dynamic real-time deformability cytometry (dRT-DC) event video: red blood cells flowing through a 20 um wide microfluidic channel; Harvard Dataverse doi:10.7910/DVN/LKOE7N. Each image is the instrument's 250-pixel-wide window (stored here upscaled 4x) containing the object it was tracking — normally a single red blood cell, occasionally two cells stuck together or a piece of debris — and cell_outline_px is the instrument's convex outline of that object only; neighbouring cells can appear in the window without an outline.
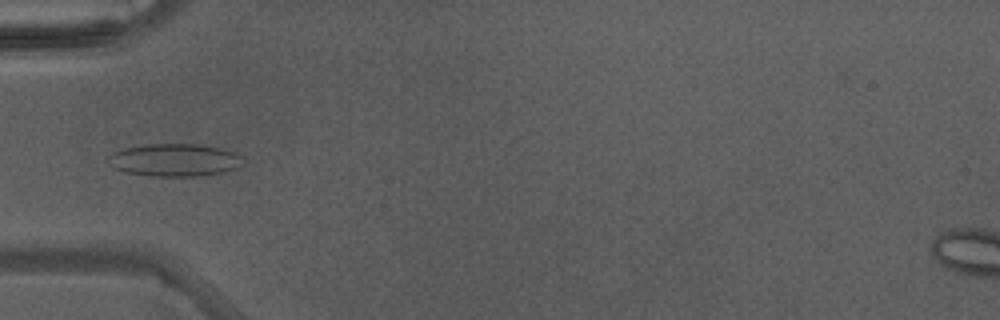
{"species": "Egyptian fruit bat (a non-hibernating species)", "species_latin": "Rousettus aegyptiacus", "temperature_condition": "warm", "stored_images_in_passage": 5, "camera_frame_rate_fps": 3000, "um_per_image_px": 0.085, "animal": {"sex": "male"}, "frame": {"image": 1, "passage_image": 5, "time_ms": 1.333, "image_size_px": [1000, 320], "cell_outline_px": [[244, 164], [236, 168], [224, 172], [200, 176], [152, 176], [128, 172], [116, 168], [108, 156], [112, 152], [124, 148], [148, 144], [200, 144], [220, 148], [232, 152], [240, 156], [244, 160]], "centroid_in_image_um": [14.9, 13.6], "position_along_channel_um": 70.1, "area_um2": 25.37}}